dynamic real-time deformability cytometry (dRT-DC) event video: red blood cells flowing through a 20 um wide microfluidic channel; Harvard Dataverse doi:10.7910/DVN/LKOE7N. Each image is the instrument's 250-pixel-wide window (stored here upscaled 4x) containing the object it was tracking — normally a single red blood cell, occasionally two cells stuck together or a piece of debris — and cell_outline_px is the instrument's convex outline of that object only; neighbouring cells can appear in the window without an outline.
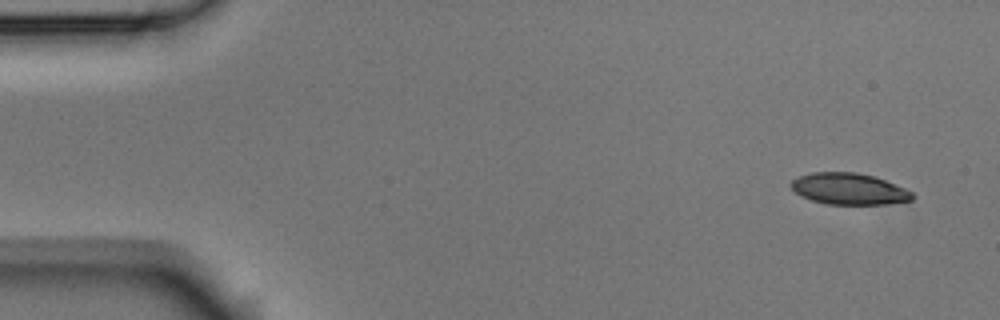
{"species": "Egyptian fruit bat (a non-hibernating species)", "species_latin": "Rousettus aegyptiacus", "temperature_condition": "room temperature", "stored_images_in_passage": 8, "camera_frame_rate_fps": 3000, "um_per_image_px": 0.085, "animal": {"sex": "male"}, "frame": {"image": 1, "passage_image": 1, "time_ms": 0.0, "image_size_px": [1000, 320], "cell_outline_px": [[916, 196], [912, 200], [884, 204], [828, 204], [812, 200], [796, 192], [788, 184], [796, 176], [812, 172], [856, 172], [872, 176], [884, 180], [904, 188], [912, 192]], "centroid_in_image_um": [72.14, 16.04], "position_along_channel_um": 12.9, "area_um2": 22.08}}
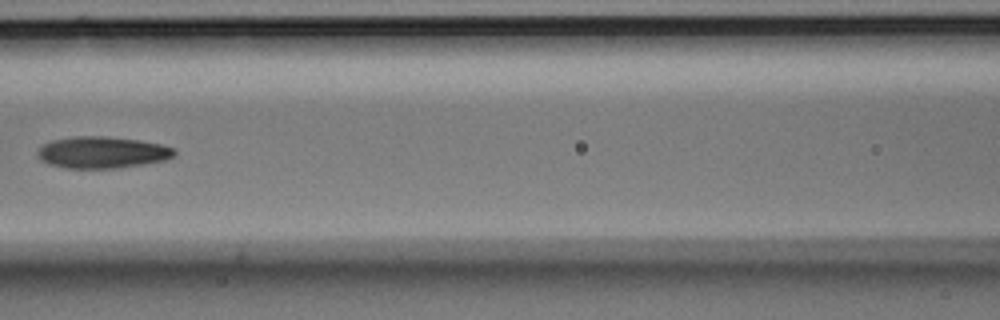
{"frame": {"image": 2, "passage_image": 7, "time_ms": 2.0, "image_size_px": [1000, 320], "cell_outline_px": [[176, 152], [172, 156], [164, 160], [144, 164], [116, 168], [64, 168], [48, 164], [40, 160], [36, 156], [36, 152], [44, 144], [52, 140], [72, 136], [104, 136], [140, 140], [160, 144], [176, 148]], "centroid_in_image_um": [8.65, 12.95], "position_along_channel_um": 157.9, "area_um2": 25.37}}
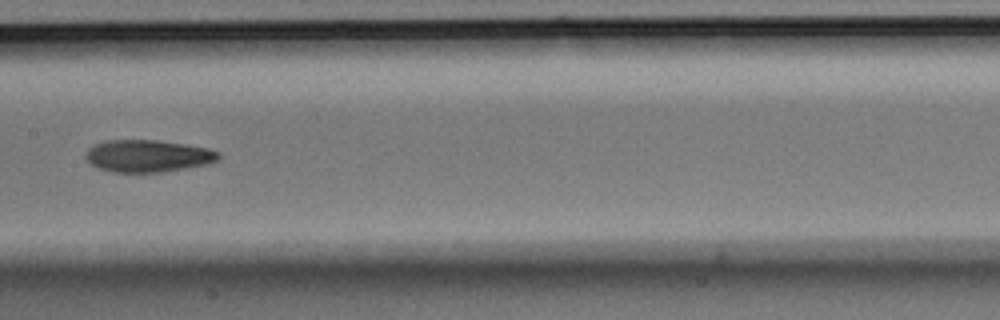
{"frame": {"image": 3, "passage_image": 8, "time_ms": 2.333, "image_size_px": [1000, 320], "cell_outline_px": [[220, 156], [216, 160], [208, 164], [160, 172], [112, 172], [100, 168], [92, 164], [84, 156], [88, 148], [104, 140], [156, 140], [208, 148], [220, 152]], "centroid_in_image_um": [12.55, 13.25], "position_along_channel_um": 194.8, "area_um2": 24.68}}